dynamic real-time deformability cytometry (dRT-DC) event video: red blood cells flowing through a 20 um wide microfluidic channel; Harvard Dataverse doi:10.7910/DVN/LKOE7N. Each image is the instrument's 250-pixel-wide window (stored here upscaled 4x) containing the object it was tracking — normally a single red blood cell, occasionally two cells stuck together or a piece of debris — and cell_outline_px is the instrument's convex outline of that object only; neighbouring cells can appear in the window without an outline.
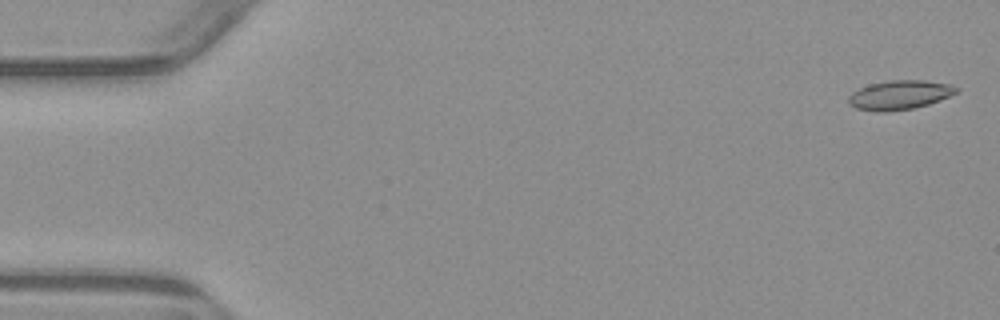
{"species": "common noctule bat (a hibernating species)", "species_latin": "Nyctalus noctula", "temperature_condition": "warm", "stored_images_in_passage": 5, "camera_frame_rate_fps": 3000, "um_per_image_px": 0.085, "animal": {"sex": "male", "body_mass_g": 23.1, "forearm_length_mm": 52.7}, "frame": {"image": 1, "passage_image": 1, "time_ms": 0.0, "image_size_px": [1000, 320], "cell_outline_px": [[960, 92], [940, 100], [928, 104], [912, 108], [884, 112], [876, 112], [856, 108], [848, 104], [848, 96], [852, 92], [868, 84], [888, 80], [924, 80], [952, 84], [960, 88]], "centroid_in_image_um": [76.49, 8.06], "position_along_channel_um": 8.5, "area_um2": 18.61}}
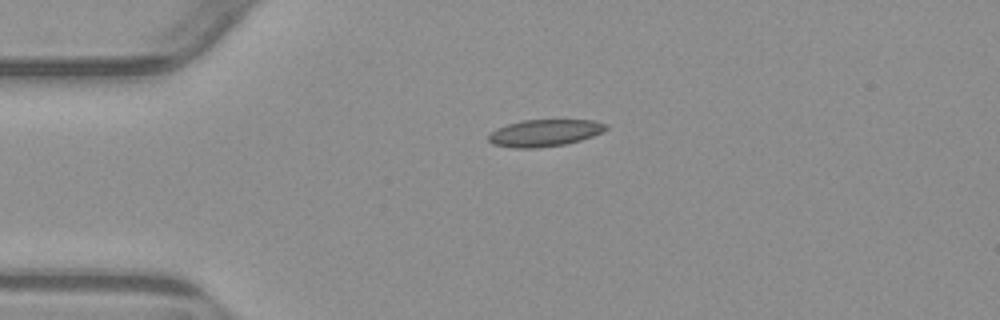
{"frame": {"image": 2, "passage_image": 4, "time_ms": 3.667, "image_size_px": [1000, 320], "cell_outline_px": [[608, 128], [592, 136], [580, 140], [564, 144], [540, 148], [516, 148], [492, 144], [488, 140], [488, 136], [496, 128], [508, 124], [524, 120], [592, 120], [608, 124]], "centroid_in_image_um": [46.28, 11.3], "position_along_channel_um": 38.7, "area_um2": 18.32}}